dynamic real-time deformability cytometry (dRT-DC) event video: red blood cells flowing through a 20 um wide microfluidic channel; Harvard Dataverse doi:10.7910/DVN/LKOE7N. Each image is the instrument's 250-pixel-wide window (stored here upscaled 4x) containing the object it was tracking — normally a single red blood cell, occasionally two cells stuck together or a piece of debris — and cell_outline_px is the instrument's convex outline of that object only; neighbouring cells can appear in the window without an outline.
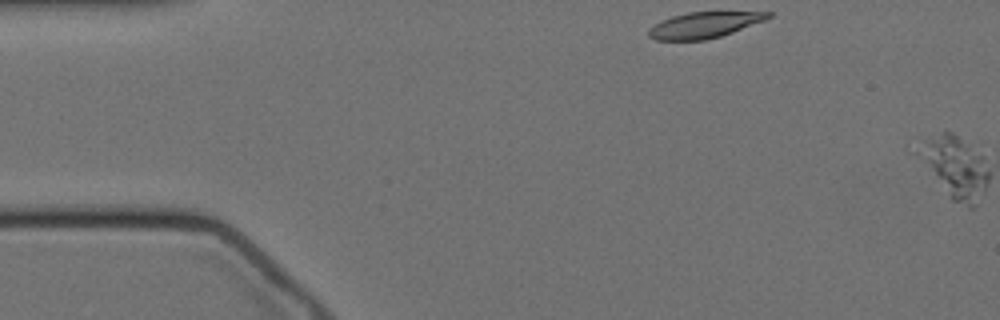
{"species": "Egyptian fruit bat (a non-hibernating species)", "species_latin": "Rousettus aegyptiacus", "temperature_condition": "cold", "stored_images_in_passage": 2, "segment_of_instrument_passage": [1, 2], "camera_frame_rate_fps": 3000, "um_per_image_px": 0.085, "animal": {"sex": "female"}, "frame": {"image": 1, "passage_image": 1, "time_ms": 0.0, "image_size_px": [1000, 320], "cell_outline_px": [[772, 16], [764, 20], [732, 32], [720, 36], [704, 40], [656, 40], [648, 36], [648, 28], [672, 16], [688, 12], [772, 12]], "centroid_in_image_um": [59.83, 2.13], "position_along_channel_um": 25.2, "area_um2": 17.74}}